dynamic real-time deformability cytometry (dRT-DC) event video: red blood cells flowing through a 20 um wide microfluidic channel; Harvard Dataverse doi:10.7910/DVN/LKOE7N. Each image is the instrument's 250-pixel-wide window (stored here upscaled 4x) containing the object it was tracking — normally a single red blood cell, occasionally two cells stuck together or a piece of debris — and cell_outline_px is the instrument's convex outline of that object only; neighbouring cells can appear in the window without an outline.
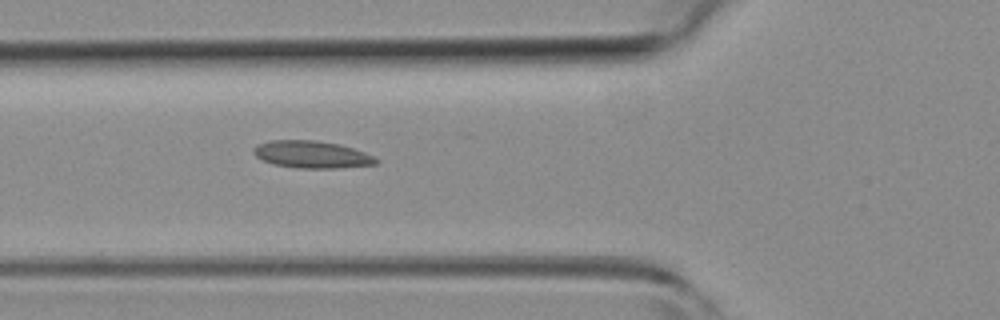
{"species": "common noctule bat (a hibernating species)", "species_latin": "Nyctalus noctula", "temperature_condition": "room temperature", "stored_images_in_passage": 35, "camera_frame_rate_fps": 3000, "um_per_image_px": 0.085, "animal": {"sex": "female", "body_mass_g": 19.3, "forearm_length_mm": 54.1}, "frame": {"image": 1, "passage_image": 5, "time_ms": 1.333, "image_size_px": [1000, 320], "cell_outline_px": [[380, 160], [376, 164], [340, 168], [296, 168], [272, 164], [256, 156], [252, 152], [252, 148], [256, 144], [272, 140], [312, 140], [340, 144], [364, 152]], "centroid_in_image_um": [26.47, 13.13], "position_along_channel_um": 99.3, "area_um2": 19.48}}
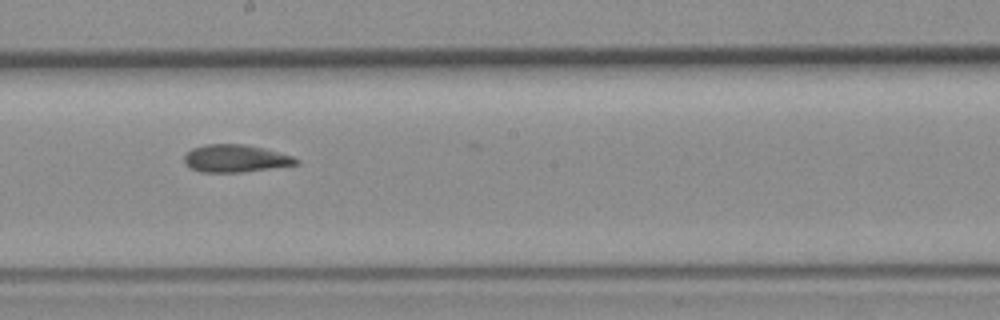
{"frame": {"image": 2, "passage_image": 14, "time_ms": 4.333, "image_size_px": [1000, 320], "cell_outline_px": [[300, 164], [240, 172], [200, 172], [192, 168], [184, 160], [184, 156], [192, 148], [204, 144], [244, 144], [264, 148], [292, 156], [300, 160]], "centroid_in_image_um": [20.03, 13.46], "position_along_channel_um": 228.2, "area_um2": 17.8}}
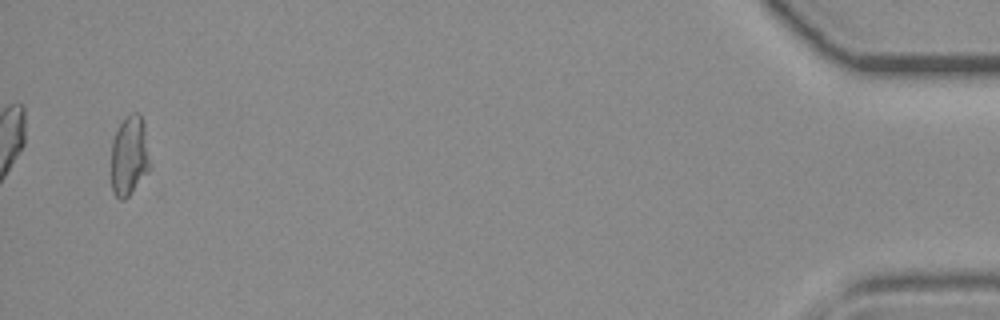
{"frame": {"image": 3, "passage_image": 34, "time_ms": 11.0, "image_size_px": [1000, 320], "cell_outline_px": [[148, 172], [128, 196], [124, 200], [120, 200], [112, 192], [112, 140], [120, 124], [132, 112], [140, 112], [144, 120], [148, 160]], "centroid_in_image_um": [10.98, 13.24], "position_along_channel_um": 424.2, "area_um2": 17.69}, "authors_computed_cell_mechanics": {"area_um2": 18.0914, "velocity_mm_per_s": 4.2889, "shape_relaxation_time_tau1_ms": null, "shape_relaxation_time_tau2_ms": 3.0593, "deformation_change_tau1": null, "deformation_change_tau2": 0.1067}}